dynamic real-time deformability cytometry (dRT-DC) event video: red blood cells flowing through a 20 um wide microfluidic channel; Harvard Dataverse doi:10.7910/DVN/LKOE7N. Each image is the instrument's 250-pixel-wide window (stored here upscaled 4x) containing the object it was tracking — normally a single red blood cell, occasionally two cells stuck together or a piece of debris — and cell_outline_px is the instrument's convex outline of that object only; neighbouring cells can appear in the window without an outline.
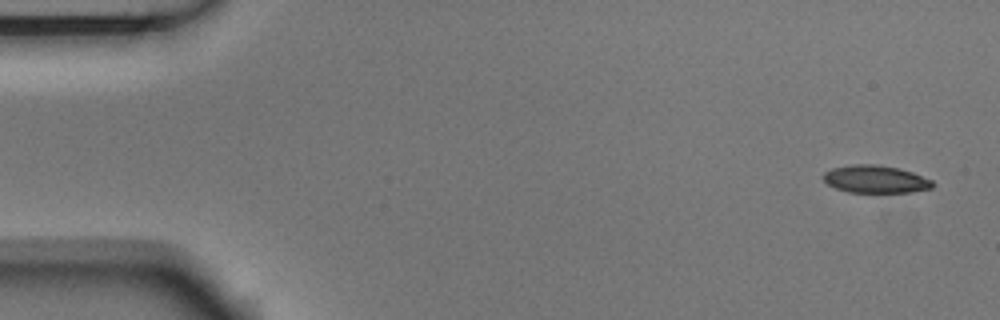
{"species": "Egyptian fruit bat (a non-hibernating species)", "species_latin": "Rousettus aegyptiacus", "temperature_condition": "room temperature", "stored_images_in_passage": 3, "camera_frame_rate_fps": 3000, "um_per_image_px": 0.085, "animal": {"sex": "male"}, "frame": {"image": 1, "passage_image": 1, "time_ms": 0.0, "image_size_px": [1000, 320], "cell_outline_px": [[936, 184], [932, 188], [912, 192], [848, 192], [836, 188], [828, 184], [824, 180], [824, 172], [832, 168], [852, 164], [876, 164], [900, 168], [912, 172], [932, 180]], "centroid_in_image_um": [74.44, 15.22], "position_along_channel_um": 10.6, "area_um2": 17.63}}